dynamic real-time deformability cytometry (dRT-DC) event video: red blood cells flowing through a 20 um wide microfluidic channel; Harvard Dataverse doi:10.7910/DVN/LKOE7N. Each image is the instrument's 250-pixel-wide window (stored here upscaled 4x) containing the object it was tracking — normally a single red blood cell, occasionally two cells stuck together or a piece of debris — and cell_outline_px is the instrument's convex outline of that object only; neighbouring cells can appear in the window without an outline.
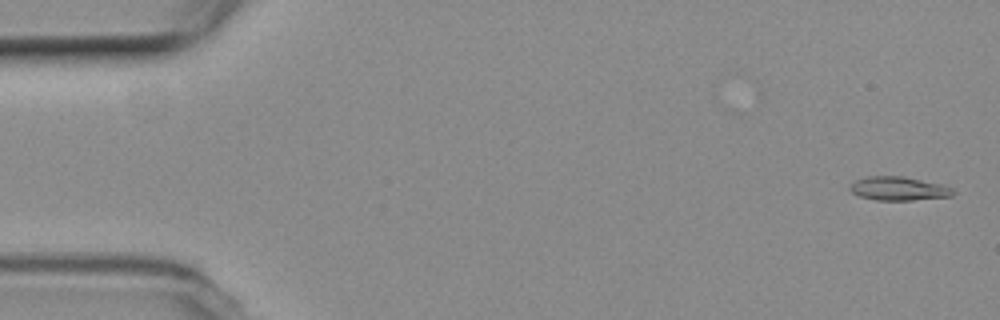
{"species": "common noctule bat (a hibernating species)", "species_latin": "Nyctalus noctula", "temperature_condition": "room temperature", "stored_images_in_passage": 15, "camera_frame_rate_fps": 3000, "um_per_image_px": 0.085, "animal": {"sex": "female", "body_mass_g": 19.3, "forearm_length_mm": 54.1}, "frame": {"image": 1, "passage_image": 2, "time_ms": 0.333, "image_size_px": [1000, 320], "cell_outline_px": [[956, 192], [952, 196], [912, 200], [876, 200], [860, 196], [852, 192], [848, 188], [856, 180], [868, 176], [904, 176], [940, 184], [952, 188]], "centroid_in_image_um": [76.39, 16.03], "position_along_channel_um": 8.6, "area_um2": 14.16}}
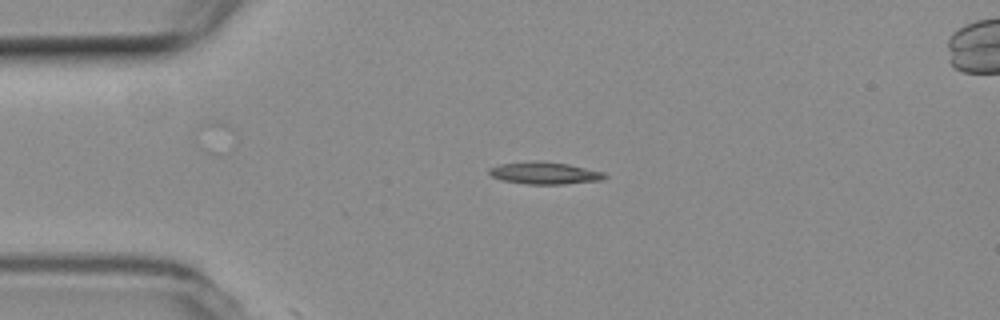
{"frame": {"image": 2, "passage_image": 13, "time_ms": 4.0, "image_size_px": [1000, 320], "cell_outline_px": [[608, 176], [600, 180], [564, 184], [528, 184], [504, 180], [492, 176], [488, 172], [488, 168], [500, 164], [536, 160], [540, 160], [568, 164], [604, 172]], "centroid_in_image_um": [46.29, 14.7], "position_along_channel_um": 38.7, "area_um2": 14.85}}